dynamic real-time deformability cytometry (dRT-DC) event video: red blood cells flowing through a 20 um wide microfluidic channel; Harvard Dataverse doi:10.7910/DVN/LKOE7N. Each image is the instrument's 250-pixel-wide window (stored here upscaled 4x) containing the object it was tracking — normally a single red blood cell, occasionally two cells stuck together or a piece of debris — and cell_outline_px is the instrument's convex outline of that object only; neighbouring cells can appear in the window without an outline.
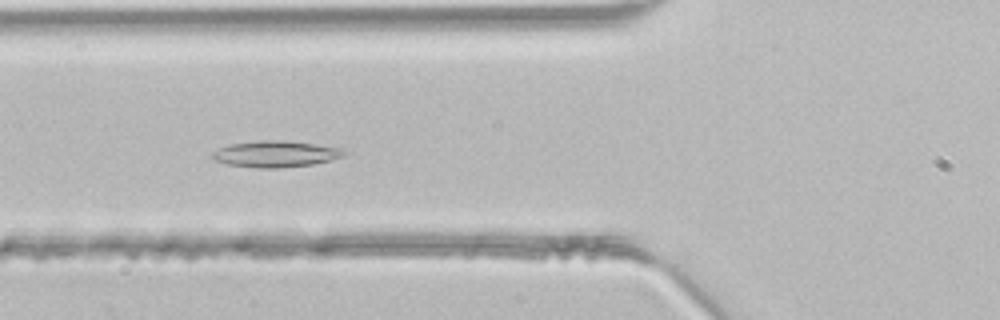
{"species": "common noctule bat (a hibernating species)", "species_latin": "Nyctalus noctula", "temperature_condition": "room temperature", "stored_images_in_passage": 28, "camera_frame_rate_fps": 3000, "um_per_image_px": 0.085, "animal": {"sex": "male", "body_mass_g": 21.5, "forearm_length_mm": 52.0}, "frame": {"image": 1, "passage_image": 8, "time_ms": 2.333, "image_size_px": [1000, 320], "cell_outline_px": [[348, 152], [344, 156], [332, 160], [312, 164], [280, 168], [260, 168], [228, 164], [216, 160], [212, 156], [212, 152], [220, 148], [232, 144], [260, 140], [284, 140], [340, 148]], "centroid_in_image_um": [23.46, 13.09], "position_along_channel_um": 102.3, "area_um2": 19.94}}
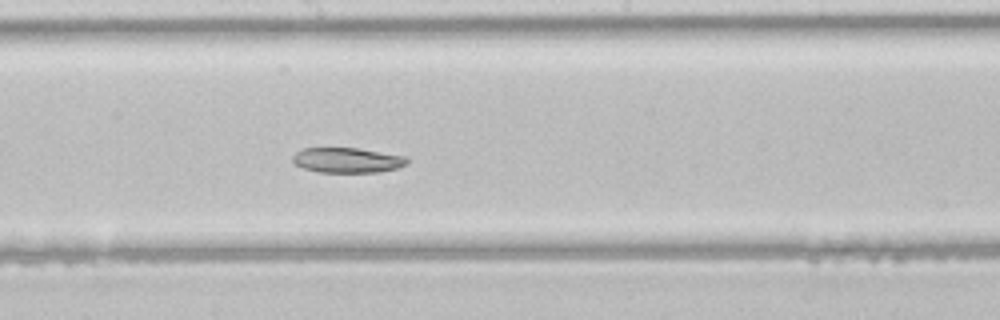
{"frame": {"image": 2, "passage_image": 16, "time_ms": 5.0, "image_size_px": [1000, 320], "cell_outline_px": [[408, 164], [396, 168], [380, 172], [320, 172], [304, 168], [292, 164], [292, 156], [296, 152], [304, 148], [356, 148], [408, 156]], "centroid_in_image_um": [29.52, 13.61], "position_along_channel_um": 218.7, "area_um2": 16.82}}
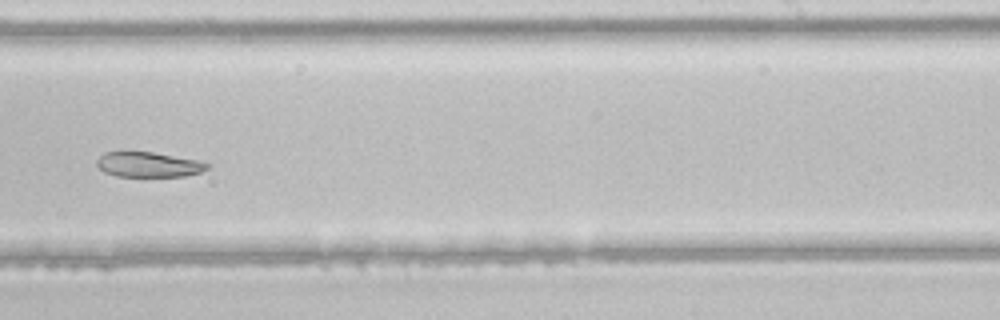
{"frame": {"image": 3, "passage_image": 20, "time_ms": 6.333, "image_size_px": [1000, 320], "cell_outline_px": [[208, 168], [200, 172], [184, 176], [116, 176], [104, 172], [96, 164], [96, 160], [104, 152], [152, 152], [200, 160], [208, 164]], "centroid_in_image_um": [12.61, 13.98], "position_along_channel_um": 276.4, "area_um2": 16.01}}